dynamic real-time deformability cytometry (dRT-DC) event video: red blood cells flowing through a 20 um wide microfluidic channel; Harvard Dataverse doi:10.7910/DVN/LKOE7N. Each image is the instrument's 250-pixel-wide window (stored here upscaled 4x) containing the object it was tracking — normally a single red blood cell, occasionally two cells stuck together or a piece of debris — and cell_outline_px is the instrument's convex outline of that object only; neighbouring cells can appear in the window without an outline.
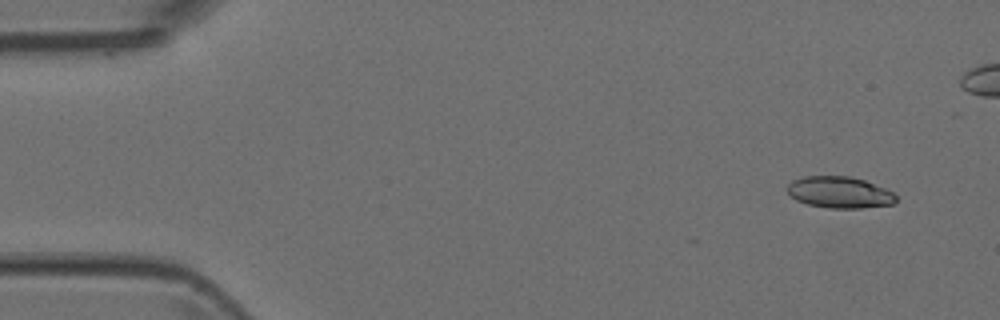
{"species": "Egyptian fruit bat (a non-hibernating species)", "species_latin": "Rousettus aegyptiacus", "temperature_condition": "room temperature", "stored_images_in_passage": 5, "camera_frame_rate_fps": 3000, "um_per_image_px": 0.085, "animal": {"sex": "female"}, "frame": {"image": 1, "passage_image": 1, "time_ms": 0.0, "image_size_px": [1000, 320], "cell_outline_px": [[896, 200], [892, 204], [860, 208], [828, 208], [808, 204], [796, 200], [788, 192], [788, 184], [792, 180], [804, 176], [848, 176], [864, 180], [884, 188], [892, 192], [896, 196]], "centroid_in_image_um": [71.34, 16.34], "position_along_channel_um": 13.7, "area_um2": 19.77}}